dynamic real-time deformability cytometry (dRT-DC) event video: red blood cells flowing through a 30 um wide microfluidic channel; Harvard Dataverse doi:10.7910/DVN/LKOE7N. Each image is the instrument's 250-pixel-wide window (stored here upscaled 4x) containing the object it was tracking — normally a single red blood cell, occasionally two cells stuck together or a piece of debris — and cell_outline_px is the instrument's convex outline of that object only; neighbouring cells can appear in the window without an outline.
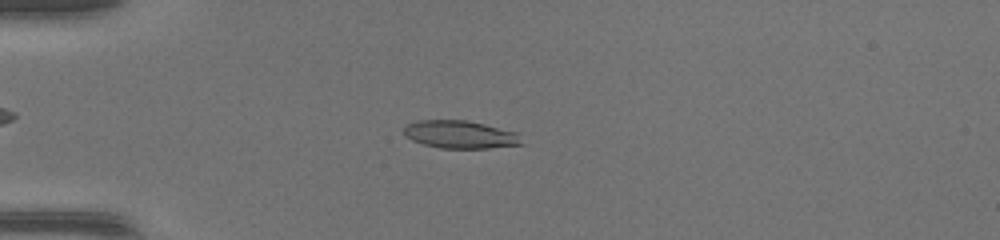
{"species": "common noctule bat (a hibernating species)", "species_latin": "Nyctalus noctula", "temperature_condition": "warm", "stored_images_in_passage": 46, "camera_frame_rate_fps": 3000, "um_per_image_px": 0.085, "animal": {"sex": "female", "body_mass_g": 17.0, "forearm_length_mm": 48.0}, "frame": {"image": 1, "passage_image": 11, "time_ms": 3.333, "image_size_px": [1000, 240], "cell_outline_px": [[524, 144], [488, 148], [440, 148], [424, 144], [412, 140], [404, 136], [404, 128], [408, 124], [416, 120], [464, 120], [484, 124], [516, 132]], "centroid_in_image_um": [39.09, 11.43], "position_along_channel_um": 45.9, "area_um2": 18.96}}
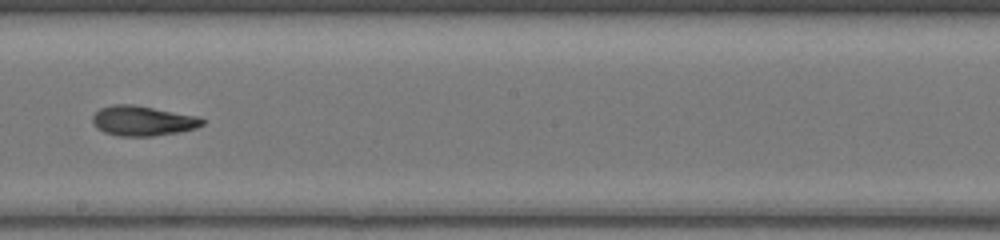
{"frame": {"image": 2, "passage_image": 26, "time_ms": 8.333, "image_size_px": [1000, 240], "cell_outline_px": [[204, 124], [196, 128], [176, 132], [152, 136], [120, 136], [104, 132], [96, 128], [92, 124], [92, 116], [100, 108], [112, 104], [132, 104], [200, 116], [204, 120]], "centroid_in_image_um": [12.11, 10.26], "position_along_channel_um": 236.1, "area_um2": 19.25}}
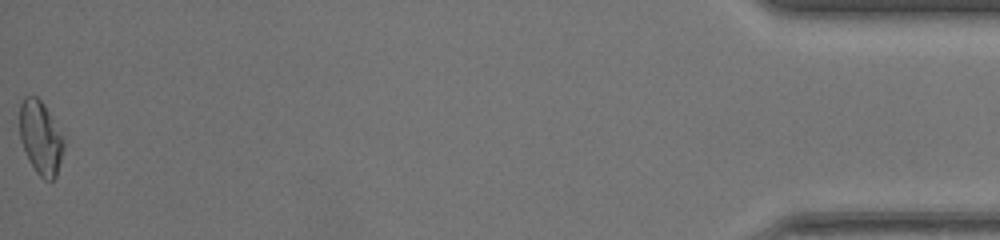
{"frame": {"image": 3, "passage_image": 46, "time_ms": 15.0, "image_size_px": [1000, 240], "cell_outline_px": [[64, 148], [56, 176], [52, 180], [44, 180], [36, 172], [28, 160], [20, 140], [20, 104], [24, 96], [36, 96], [44, 104], [64, 144]], "centroid_in_image_um": [3.41, 11.73], "position_along_channel_um": 431.8, "area_um2": 18.44}, "authors_computed_cell_mechanics": {"area_um2": 19.1896, "velocity_mm_per_s": 4.3662, "shape_relaxation_time_tau1_ms": 6.5837, "shape_relaxation_time_tau2_ms": 1.9444, "deformation_change_tau1": 0.2465, "deformation_change_tau2": 0.076}}